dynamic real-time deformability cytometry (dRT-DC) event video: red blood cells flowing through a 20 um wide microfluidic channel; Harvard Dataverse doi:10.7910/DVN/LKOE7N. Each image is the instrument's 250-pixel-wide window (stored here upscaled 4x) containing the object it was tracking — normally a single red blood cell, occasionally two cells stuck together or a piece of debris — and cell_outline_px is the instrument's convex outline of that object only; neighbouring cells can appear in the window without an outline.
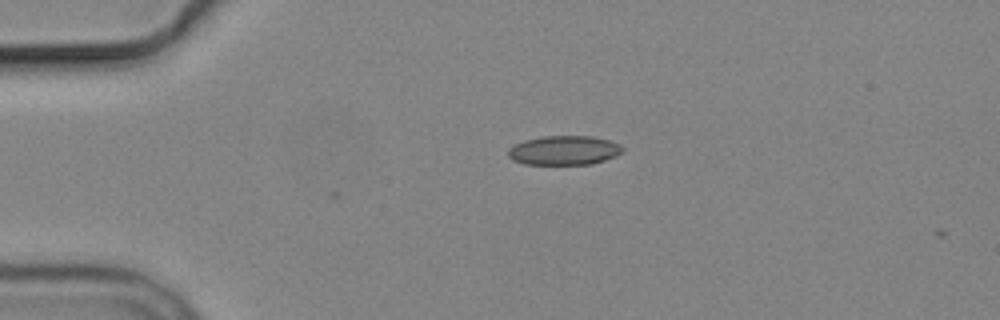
{"species": "common noctule bat (a hibernating species)", "species_latin": "Nyctalus noctula", "temperature_condition": "cold", "stored_images_in_passage": 2, "camera_frame_rate_fps": 3000, "um_per_image_px": 0.085, "animal": {"sex": "male", "body_mass_g": 19.2, "forearm_length_mm": 51.8}, "frame": {"image": 1, "passage_image": 2, "time_ms": 1.333, "image_size_px": [1000, 320], "cell_outline_px": [[624, 152], [616, 156], [592, 164], [524, 164], [512, 160], [508, 156], [508, 148], [524, 140], [544, 136], [592, 136], [608, 140], [620, 144], [624, 148]], "centroid_in_image_um": [47.96, 12.78], "position_along_channel_um": 37.0, "area_um2": 19.59}}